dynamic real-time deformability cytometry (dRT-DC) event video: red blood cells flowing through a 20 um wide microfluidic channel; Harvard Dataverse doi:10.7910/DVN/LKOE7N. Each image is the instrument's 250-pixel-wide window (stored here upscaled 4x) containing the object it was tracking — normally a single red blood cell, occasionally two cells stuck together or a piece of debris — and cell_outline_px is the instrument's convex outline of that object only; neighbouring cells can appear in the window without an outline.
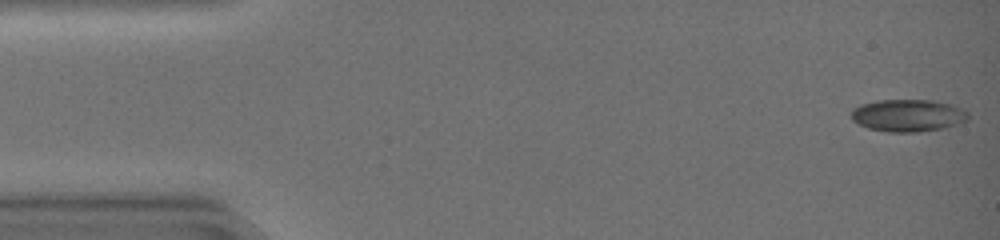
{"species": "common noctule bat (a hibernating species)", "species_latin": "Nyctalus noctula", "temperature_condition": "warm", "stored_images_in_passage": 45, "camera_frame_rate_fps": 3000, "um_per_image_px": 0.085, "animal": {"sex": "female", "body_mass_g": 19.0, "forearm_length_mm": 51.5}, "frame": {"image": 1, "passage_image": 1, "time_ms": 0.0, "image_size_px": [1000, 240], "cell_outline_px": [[968, 120], [944, 128], [916, 132], [888, 132], [868, 128], [852, 120], [852, 112], [860, 104], [880, 100], [932, 100], [948, 104], [960, 108], [968, 112]], "centroid_in_image_um": [77.18, 9.82], "position_along_channel_um": 7.8, "area_um2": 21.73}}
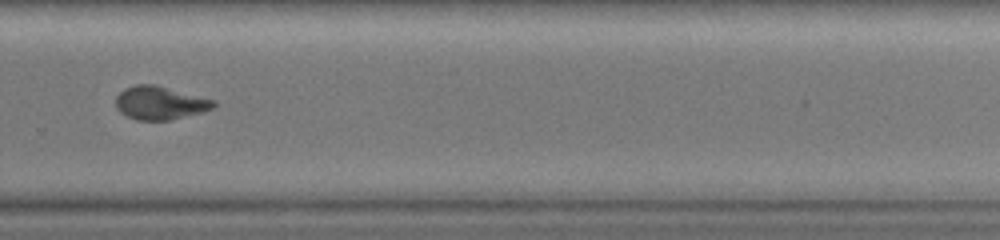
{"frame": {"image": 2, "passage_image": 32, "time_ms": 10.333, "image_size_px": [1000, 240], "cell_outline_px": [[216, 104], [212, 108], [200, 112], [168, 120], [136, 120], [120, 112], [116, 108], [116, 96], [124, 88], [136, 84], [156, 84], [212, 100]], "centroid_in_image_um": [13.52, 8.73], "position_along_channel_um": 316.3, "area_um2": 18.67}}
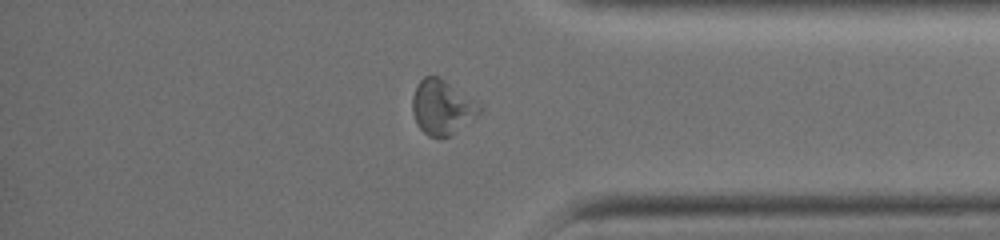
{"frame": {"image": 3, "passage_image": 38, "time_ms": 12.333, "image_size_px": [1000, 240], "cell_outline_px": [[484, 112], [448, 136], [440, 140], [428, 136], [416, 124], [412, 112], [412, 96], [416, 84], [424, 76], [436, 76], [444, 80], [480, 104]], "centroid_in_image_um": [37.56, 9.14], "position_along_channel_um": 397.6, "area_um2": 21.5}, "authors_computed_cell_mechanics": {"area_um2": 19.941, "velocity_mm_per_s": 4.2406, "shape_relaxation_time_tau1_ms": 4.1195, "shape_relaxation_time_tau2_ms": 1.3463, "deformation_change_tau1": 0.2034, "deformation_change_tau2": 0.0642}}